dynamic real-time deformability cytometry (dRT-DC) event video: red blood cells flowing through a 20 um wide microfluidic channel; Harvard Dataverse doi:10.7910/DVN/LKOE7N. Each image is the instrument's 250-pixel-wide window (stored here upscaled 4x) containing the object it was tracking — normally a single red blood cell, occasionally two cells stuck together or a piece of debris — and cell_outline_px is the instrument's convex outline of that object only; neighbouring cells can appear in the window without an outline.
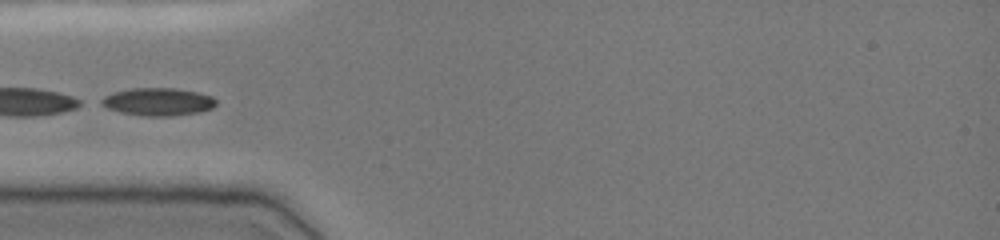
{"species": "common noctule bat (a hibernating species)", "species_latin": "Nyctalus noctula", "temperature_condition": "cold", "stored_images_in_passage": 33, "camera_frame_rate_fps": 3000, "um_per_image_px": 0.085, "animal": {"sex": "female", "body_mass_g": 19.0, "forearm_length_mm": 51.5}, "frame": {"image": 1, "passage_image": 1, "time_ms": 0.0, "image_size_px": [1000, 240], "cell_outline_px": [[216, 104], [212, 108], [200, 112], [172, 116], [144, 116], [120, 112], [108, 108], [100, 104], [96, 100], [112, 92], [132, 88], [176, 88], [196, 92], [212, 96], [216, 100]], "centroid_in_image_um": [13.39, 8.65], "position_along_channel_um": 71.6, "area_um2": 18.73}}
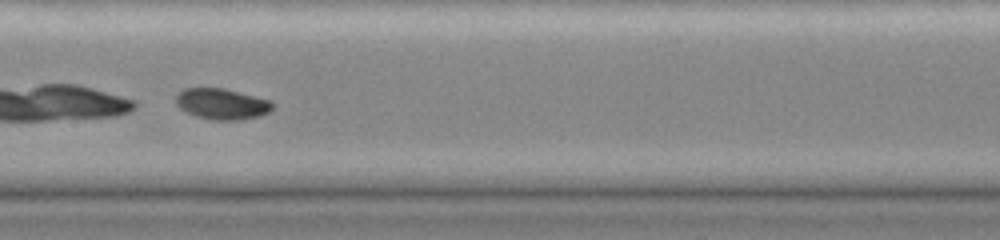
{"frame": {"image": 2, "passage_image": 10, "time_ms": 3.0, "image_size_px": [1000, 240], "cell_outline_px": [[272, 108], [268, 112], [260, 116], [240, 120], [212, 120], [196, 116], [180, 108], [176, 104], [176, 96], [184, 88], [224, 88], [272, 100]], "centroid_in_image_um": [18.88, 8.83], "position_along_channel_um": 188.5, "area_um2": 17.4}}